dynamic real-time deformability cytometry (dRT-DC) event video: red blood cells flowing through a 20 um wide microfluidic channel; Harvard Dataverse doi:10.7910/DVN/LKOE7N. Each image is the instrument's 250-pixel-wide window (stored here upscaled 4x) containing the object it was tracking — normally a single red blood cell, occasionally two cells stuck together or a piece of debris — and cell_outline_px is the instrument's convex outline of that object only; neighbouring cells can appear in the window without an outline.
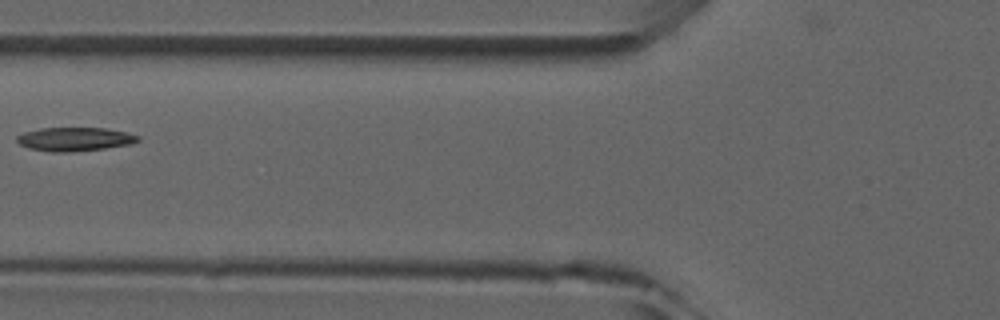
{"species": "common noctule bat (a hibernating species)", "species_latin": "Nyctalus noctula", "temperature_condition": "room temperature", "stored_images_in_passage": 6, "camera_frame_rate_fps": 3000, "um_per_image_px": 0.085, "animal": {"sex": "male", "forearm_length_mm": 52.5}, "frame": {"image": 1, "passage_image": 6, "time_ms": 6.0, "image_size_px": [1000, 320], "cell_outline_px": [[140, 140], [132, 144], [104, 148], [68, 152], [52, 152], [28, 148], [20, 144], [16, 140], [16, 136], [24, 132], [40, 128], [104, 128], [124, 132], [140, 136]], "centroid_in_image_um": [6.33, 11.83], "position_along_channel_um": 119.5, "area_um2": 16.65}}